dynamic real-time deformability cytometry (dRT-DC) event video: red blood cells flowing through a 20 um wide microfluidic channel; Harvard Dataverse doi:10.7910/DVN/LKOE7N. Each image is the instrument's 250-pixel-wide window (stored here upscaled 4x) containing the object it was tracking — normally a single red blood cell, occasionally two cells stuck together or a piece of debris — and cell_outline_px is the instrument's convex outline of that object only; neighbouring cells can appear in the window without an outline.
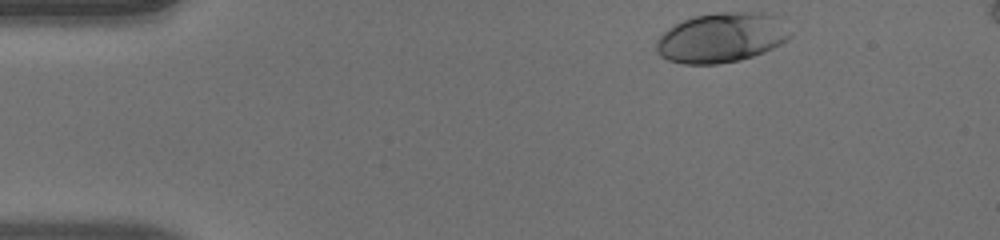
{"species": "human", "species_latin": "Homo sapiens", "temperature_condition": "warm", "stored_images_in_passage": 37, "camera_frame_rate_fps": 3000, "um_per_image_px": 0.085, "donor": {"sex": "male"}, "frame": {"image": 1, "passage_image": 1, "time_ms": 0.0, "image_size_px": [1000, 240], "cell_outline_px": [[792, 32], [788, 40], [764, 52], [740, 60], [716, 64], [684, 64], [668, 60], [660, 56], [656, 52], [656, 40], [668, 28], [692, 16], [716, 12], [764, 12], [784, 16]], "centroid_in_image_um": [61.4, 3.17], "position_along_channel_um": 23.6, "area_um2": 39.59}}
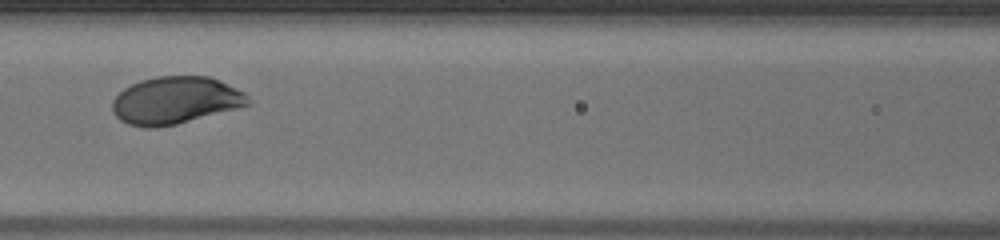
{"frame": {"image": 2, "passage_image": 17, "time_ms": 5.333, "image_size_px": [1000, 240], "cell_outline_px": [[252, 104], [176, 124], [156, 128], [144, 128], [128, 124], [120, 120], [112, 112], [112, 100], [124, 88], [140, 80], [160, 76], [208, 76], [220, 80], [244, 92], [252, 100]], "centroid_in_image_um": [14.91, 8.53], "position_along_channel_um": 151.7, "area_um2": 37.51}}
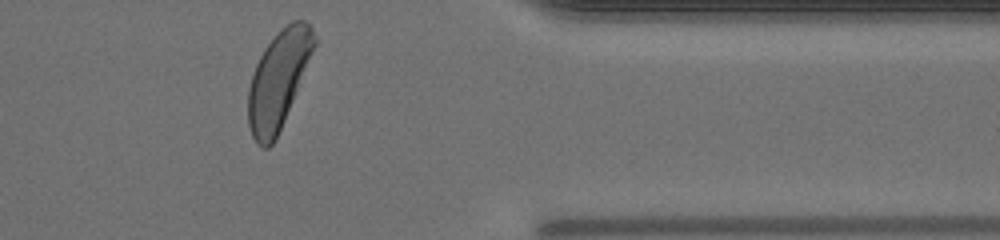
{"frame": {"image": 3, "passage_image": 36, "time_ms": 11.667, "image_size_px": [1000, 240], "cell_outline_px": [[316, 44], [276, 140], [268, 148], [260, 148], [256, 144], [252, 136], [248, 124], [248, 88], [256, 64], [264, 48], [276, 32], [280, 28], [292, 20], [304, 20], [312, 28], [316, 40]], "centroid_in_image_um": [23.64, 6.79], "position_along_channel_um": 387.8, "area_um2": 37.34}, "authors_computed_cell_mechanics": {"area_um2": 37.3388, "velocity_mm_per_s": 3.9764, "shape_relaxation_time_tau1_ms": 2.2042, "shape_relaxation_time_tau2_ms": null, "deformation_change_tau1": 0.1344, "deformation_change_tau2": null}}